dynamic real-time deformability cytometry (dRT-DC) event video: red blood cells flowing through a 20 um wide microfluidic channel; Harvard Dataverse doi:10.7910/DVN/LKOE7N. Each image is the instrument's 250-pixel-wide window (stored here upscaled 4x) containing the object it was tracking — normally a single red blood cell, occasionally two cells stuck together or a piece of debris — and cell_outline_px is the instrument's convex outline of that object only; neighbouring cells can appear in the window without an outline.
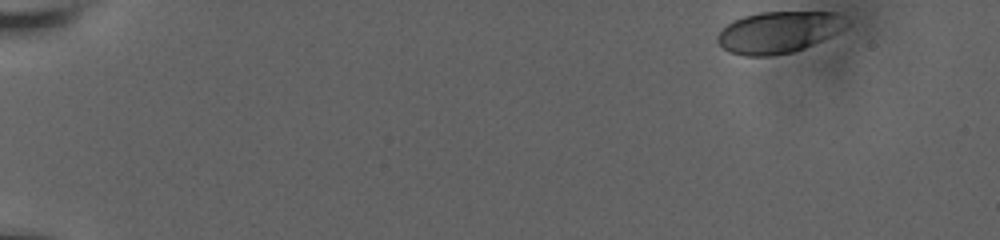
{"species": "human", "species_latin": "Homo sapiens", "temperature_condition": "room temperature", "stored_images_in_passage": 52, "camera_frame_rate_fps": 3000, "um_per_image_px": 0.085, "donor": {"sex": "male"}, "frame": {"image": 1, "passage_image": 1, "time_ms": 0.0, "image_size_px": [1000, 240], "cell_outline_px": [[848, 24], [844, 28], [832, 36], [804, 48], [792, 52], [772, 56], [744, 56], [728, 52], [716, 40], [716, 36], [732, 20], [744, 16], [760, 12], [836, 12], [844, 16], [848, 20]], "centroid_in_image_um": [66.19, 2.73], "position_along_channel_um": 18.8, "area_um2": 31.39}}
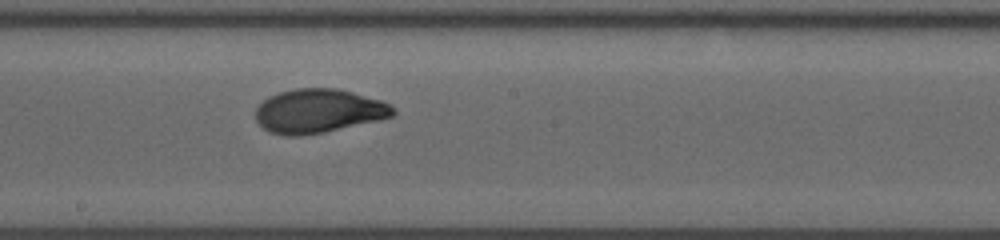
{"frame": {"image": 2, "passage_image": 29, "time_ms": 9.333, "image_size_px": [1000, 240], "cell_outline_px": [[396, 112], [392, 116], [376, 120], [324, 132], [296, 136], [284, 136], [268, 132], [256, 120], [256, 108], [268, 96], [280, 92], [296, 88], [340, 88], [380, 100], [392, 104], [396, 108]], "centroid_in_image_um": [27.07, 9.42], "position_along_channel_um": 221.1, "area_um2": 35.14}}
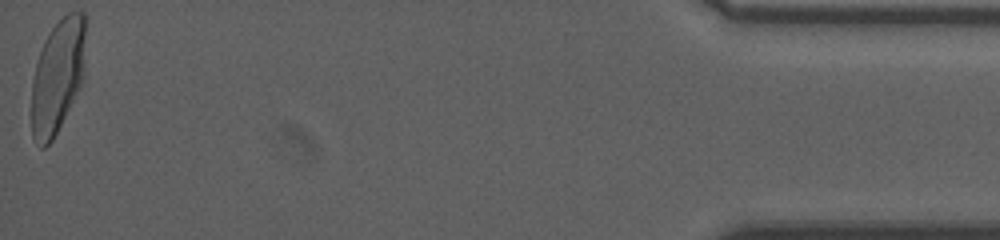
{"frame": {"image": 3, "passage_image": 52, "time_ms": 17.0, "image_size_px": [1000, 240], "cell_outline_px": [[84, 72], [80, 84], [52, 140], [44, 148], [40, 148], [32, 136], [32, 80], [36, 64], [44, 40], [52, 28], [68, 12], [84, 12]], "centroid_in_image_um": [4.87, 6.47], "position_along_channel_um": 430.3, "area_um2": 34.97}, "authors_computed_cell_mechanics": {"area_um2": 34.391, "velocity_mm_per_s": 3.8213, "shape_relaxation_time_tau1_ms": 3.9382, "shape_relaxation_time_tau2_ms": null, "deformation_change_tau1": 0.1705, "deformation_change_tau2": null}}